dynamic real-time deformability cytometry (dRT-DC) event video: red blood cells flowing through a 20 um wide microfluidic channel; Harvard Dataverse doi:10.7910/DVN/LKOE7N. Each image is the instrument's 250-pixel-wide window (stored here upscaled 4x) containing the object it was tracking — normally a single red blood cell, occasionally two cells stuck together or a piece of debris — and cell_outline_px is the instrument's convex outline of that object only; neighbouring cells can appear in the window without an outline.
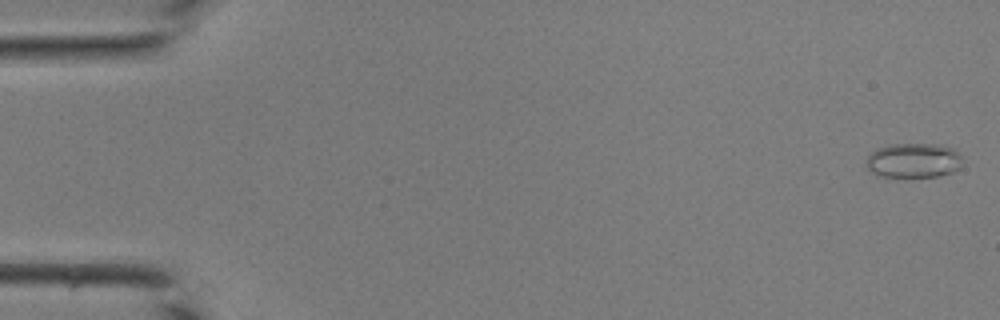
{"species": "common noctule bat (a hibernating species)", "species_latin": "Nyctalus noctula", "temperature_condition": "room temperature", "stored_images_in_passage": 13, "camera_frame_rate_fps": 3000, "um_per_image_px": 0.085, "animal": {"sex": "male", "body_mass_g": 19.0, "forearm_length_mm": 50.8}, "frame": {"image": 1, "passage_image": 1, "time_ms": 0.0, "image_size_px": [1000, 320], "cell_outline_px": [[960, 168], [952, 172], [936, 176], [876, 176], [868, 168], [868, 156], [876, 148], [892, 144], [940, 144], [956, 148], [960, 156]], "centroid_in_image_um": [77.67, 13.62], "position_along_channel_um": 7.3, "area_um2": 19.31}}